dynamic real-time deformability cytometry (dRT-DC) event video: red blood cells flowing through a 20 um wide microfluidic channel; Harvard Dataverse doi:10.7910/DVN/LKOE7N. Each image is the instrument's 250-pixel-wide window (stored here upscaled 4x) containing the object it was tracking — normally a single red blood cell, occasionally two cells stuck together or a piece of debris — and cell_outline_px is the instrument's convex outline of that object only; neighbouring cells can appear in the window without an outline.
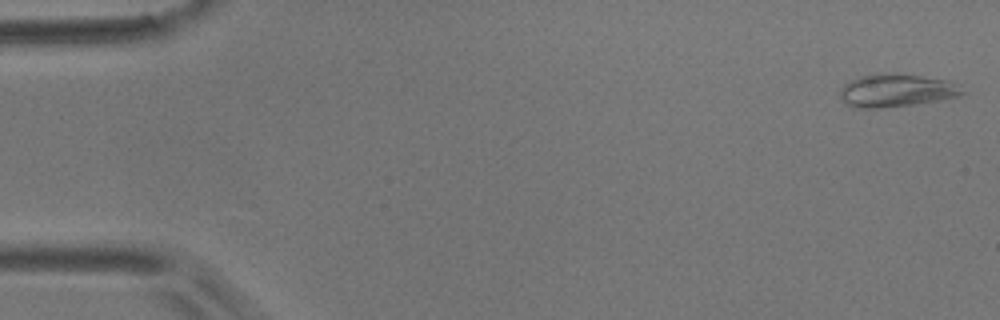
{"species": "common noctule bat (a hibernating species)", "species_latin": "Nyctalus noctula", "temperature_condition": "room temperature", "stored_images_in_passage": 28, "camera_frame_rate_fps": 3000, "um_per_image_px": 0.085, "animal": {"sex": "male", "body_mass_g": 17.9}, "frame": {"image": 1, "passage_image": 1, "time_ms": 0.0, "image_size_px": [1000, 320], "cell_outline_px": [[968, 92], [960, 96], [912, 104], [880, 108], [852, 108], [840, 96], [840, 88], [844, 84], [860, 76], [880, 72], [896, 72], [948, 80]], "centroid_in_image_um": [76.18, 7.67], "position_along_channel_um": 8.8, "area_um2": 23.58}}